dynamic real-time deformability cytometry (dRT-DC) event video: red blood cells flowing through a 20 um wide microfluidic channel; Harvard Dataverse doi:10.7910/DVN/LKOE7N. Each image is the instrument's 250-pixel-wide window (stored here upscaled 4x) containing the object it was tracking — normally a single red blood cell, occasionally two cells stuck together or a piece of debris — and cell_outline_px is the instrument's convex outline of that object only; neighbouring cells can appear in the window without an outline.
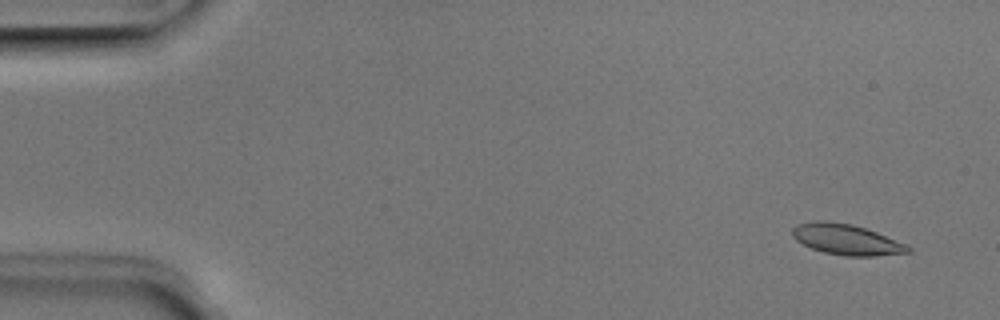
{"species": "Egyptian fruit bat (a non-hibernating species)", "species_latin": "Rousettus aegyptiacus", "temperature_condition": "room temperature", "stored_images_in_passage": 4, "camera_frame_rate_fps": 3000, "um_per_image_px": 0.085, "animal": {"sex": "male"}, "frame": {"image": 1, "passage_image": 1, "time_ms": 0.0, "image_size_px": [1000, 320], "cell_outline_px": [[912, 252], [876, 256], [844, 256], [824, 252], [812, 248], [796, 240], [792, 236], [792, 228], [796, 224], [812, 220], [828, 220], [852, 224], [876, 232], [904, 244], [912, 248]], "centroid_in_image_um": [71.9, 20.34], "position_along_channel_um": 13.1, "area_um2": 20.69}}
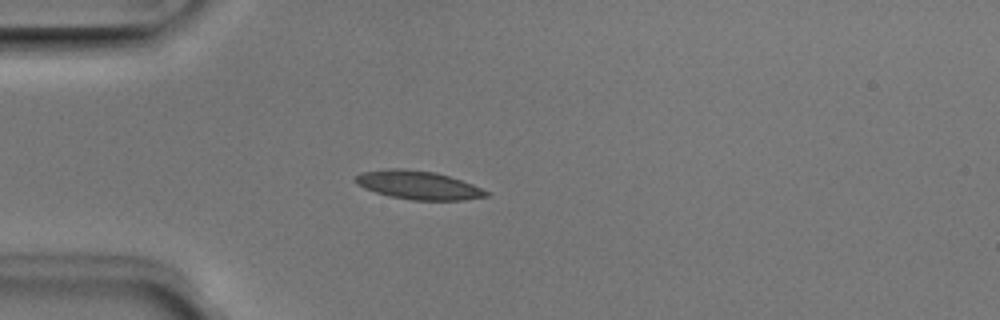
{"frame": {"image": 2, "passage_image": 4, "time_ms": 1.0, "image_size_px": [1000, 320], "cell_outline_px": [[492, 192], [488, 196], [464, 200], [412, 200], [388, 196], [364, 188], [356, 184], [352, 180], [360, 172], [384, 168], [404, 168], [436, 172], [472, 184]], "centroid_in_image_um": [35.52, 15.72], "position_along_channel_um": 49.5, "area_um2": 22.02}}